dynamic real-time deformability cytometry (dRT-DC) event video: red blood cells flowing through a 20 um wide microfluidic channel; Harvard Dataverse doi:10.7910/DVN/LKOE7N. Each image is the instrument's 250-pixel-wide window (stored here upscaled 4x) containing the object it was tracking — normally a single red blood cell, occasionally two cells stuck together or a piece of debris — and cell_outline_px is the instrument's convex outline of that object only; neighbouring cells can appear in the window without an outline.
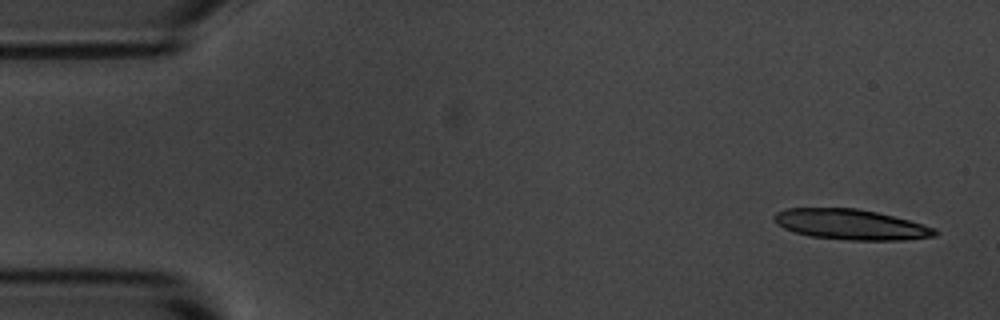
{"species": "common noctule bat (a hibernating species)", "species_latin": "Nyctalus noctula", "temperature_condition": "room temperature", "stored_images_in_passage": 5, "camera_frame_rate_fps": 3000, "um_per_image_px": 0.085, "animal": {"sex": "male", "body_mass_g": 20.1, "forearm_length_mm": 53.5}, "frame": {"image": 1, "passage_image": 1, "time_ms": 0.0, "image_size_px": [1000, 320], "cell_outline_px": [[940, 232], [936, 236], [904, 240], [848, 240], [808, 236], [784, 228], [776, 224], [772, 220], [772, 216], [776, 212], [784, 208], [856, 208], [876, 212], [908, 220], [936, 228]], "centroid_in_image_um": [72.29, 19.08], "position_along_channel_um": 12.7, "area_um2": 28.61}}